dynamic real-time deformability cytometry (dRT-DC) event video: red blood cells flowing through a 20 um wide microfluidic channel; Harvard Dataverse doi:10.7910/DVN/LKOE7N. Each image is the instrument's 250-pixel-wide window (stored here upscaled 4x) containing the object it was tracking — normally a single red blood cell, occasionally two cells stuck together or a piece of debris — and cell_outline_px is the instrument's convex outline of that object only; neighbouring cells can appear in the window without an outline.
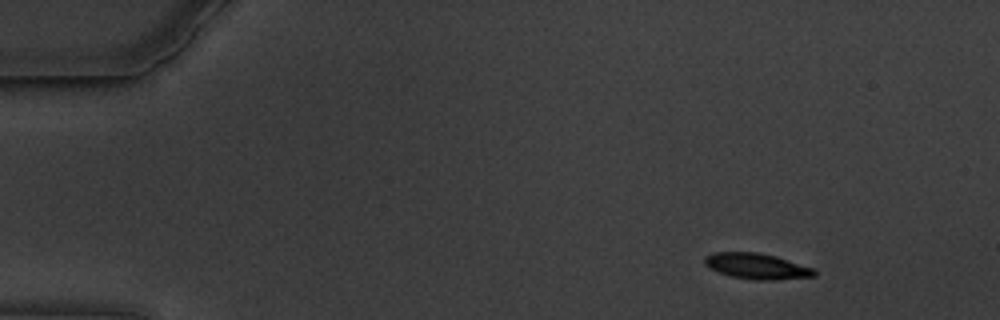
{"species": "common noctule bat (a hibernating species)", "species_latin": "Nyctalus noctula", "temperature_condition": "warm", "stored_images_in_passage": 54, "camera_frame_rate_fps": 3000, "um_per_image_px": 0.085, "animal": {"sex": "male", "body_mass_g": 19.5, "forearm_length_mm": 54.6}, "frame": {"image": 1, "passage_image": 1, "time_ms": 0.0, "image_size_px": [1000, 320], "cell_outline_px": [[816, 276], [776, 280], [752, 280], [732, 276], [720, 272], [704, 264], [704, 256], [712, 252], [756, 252], [776, 256], [816, 268]], "centroid_in_image_um": [64.37, 22.62], "position_along_channel_um": 20.6, "area_um2": 16.59}}
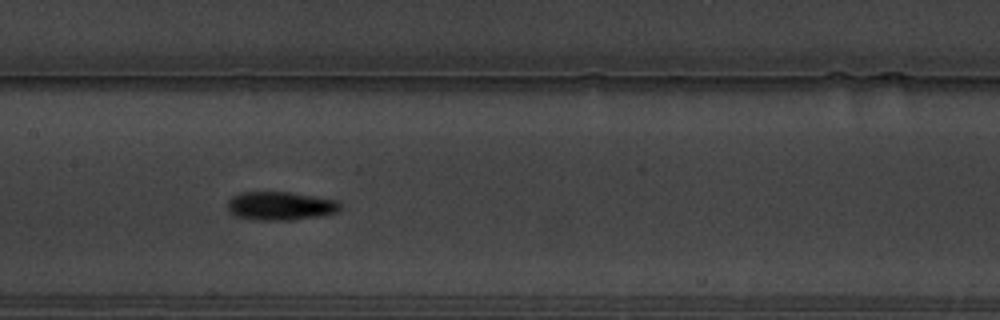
{"frame": {"image": 2, "passage_image": 24, "time_ms": 7.667, "image_size_px": [1000, 320], "cell_outline_px": [[344, 208], [336, 212], [320, 216], [292, 220], [252, 220], [236, 216], [228, 212], [228, 200], [232, 196], [240, 192], [288, 192], [336, 200]], "centroid_in_image_um": [23.81, 17.51], "position_along_channel_um": 183.6, "area_um2": 18.84}}
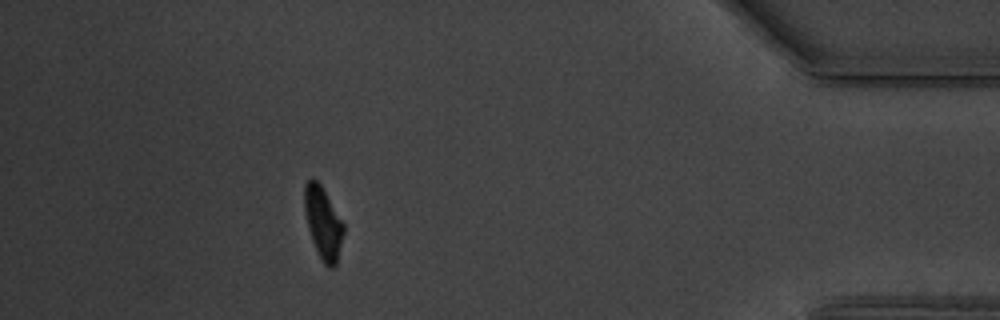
{"frame": {"image": 3, "passage_image": 48, "time_ms": 15.667, "image_size_px": [1000, 320], "cell_outline_px": [[344, 232], [336, 264], [332, 268], [328, 268], [324, 264], [312, 240], [308, 228], [304, 212], [304, 184], [312, 176], [320, 184], [344, 224]], "centroid_in_image_um": [27.44, 18.92], "position_along_channel_um": 407.8, "area_um2": 16.24}, "authors_computed_cell_mechanics": {"area_um2": 16.7909, "velocity_mm_per_s": 3.3852, "shape_relaxation_time_tau1_ms": 2.6559, "shape_relaxation_time_tau2_ms": 4.6891, "deformation_change_tau1": 0.1327, "deformation_change_tau2": 0.1029}}